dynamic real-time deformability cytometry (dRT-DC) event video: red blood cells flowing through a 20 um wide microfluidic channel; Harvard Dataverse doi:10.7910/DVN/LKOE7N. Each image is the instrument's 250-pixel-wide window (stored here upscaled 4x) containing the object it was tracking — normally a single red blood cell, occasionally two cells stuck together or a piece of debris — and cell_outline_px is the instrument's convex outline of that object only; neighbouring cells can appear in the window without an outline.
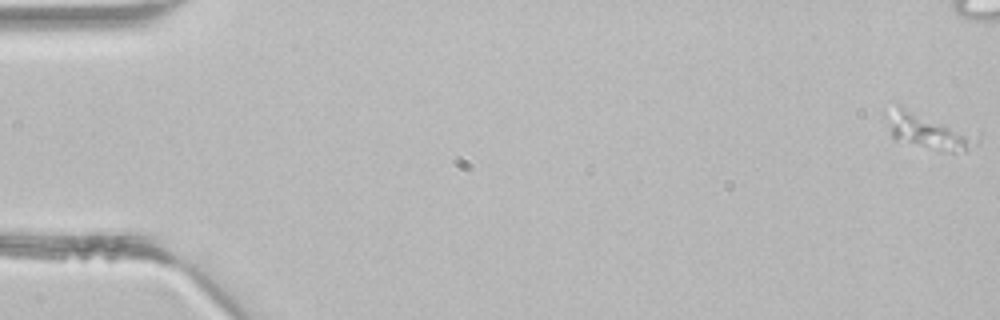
{"species": "common noctule bat (a hibernating species)", "species_latin": "Nyctalus noctula", "temperature_condition": "room temperature", "stored_images_in_passage": 3, "camera_frame_rate_fps": 3000, "um_per_image_px": 0.085, "animal": {"sex": "male", "body_mass_g": 21.5, "forearm_length_mm": 52.0}, "frame": {"image": 1, "passage_image": 3, "time_ms": 0.667, "image_size_px": [1000, 320], "cell_outline_px": [[984, 132], [980, 140], [976, 144], [964, 152], [952, 152], [896, 140], [892, 136], [884, 112], [900, 104]], "centroid_in_image_um": [79.07, 11.07], "position_along_channel_um": 5.9, "area_um2": 20.17}}